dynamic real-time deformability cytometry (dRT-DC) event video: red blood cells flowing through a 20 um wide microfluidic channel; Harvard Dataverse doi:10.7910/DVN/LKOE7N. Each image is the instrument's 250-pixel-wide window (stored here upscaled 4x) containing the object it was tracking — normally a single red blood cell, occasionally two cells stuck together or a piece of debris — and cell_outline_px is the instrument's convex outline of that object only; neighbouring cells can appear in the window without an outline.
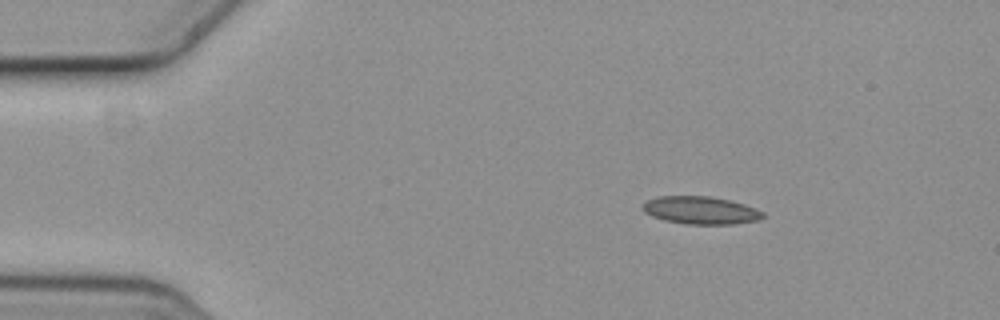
{"species": "common noctule bat (a hibernating species)", "species_latin": "Nyctalus noctula", "temperature_condition": "cold", "stored_images_in_passage": 6, "camera_frame_rate_fps": 3000, "um_per_image_px": 0.085, "animal": {"sex": "female", "body_mass_g": 19.3, "forearm_length_mm": 54.1}, "frame": {"image": 1, "passage_image": 3, "time_ms": 0.667, "image_size_px": [1000, 320], "cell_outline_px": [[764, 216], [760, 220], [736, 224], [684, 224], [664, 220], [652, 216], [644, 212], [640, 208], [640, 204], [648, 200], [660, 196], [708, 196], [728, 200], [744, 204], [756, 208], [764, 212]], "centroid_in_image_um": [59.54, 17.88], "position_along_channel_um": 25.5, "area_um2": 19.59}}